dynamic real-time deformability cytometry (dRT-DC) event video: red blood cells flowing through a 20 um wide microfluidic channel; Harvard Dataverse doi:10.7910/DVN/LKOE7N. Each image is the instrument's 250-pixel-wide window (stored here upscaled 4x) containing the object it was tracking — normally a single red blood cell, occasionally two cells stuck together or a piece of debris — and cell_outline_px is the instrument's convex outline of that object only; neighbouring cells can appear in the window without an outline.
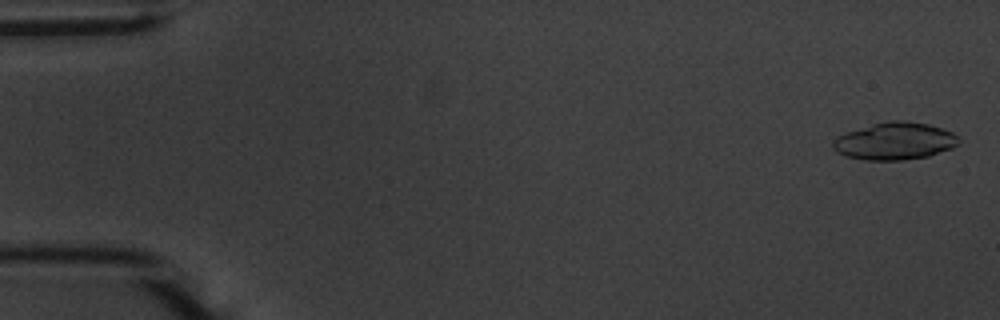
{"species": "common noctule bat (a hibernating species)", "species_latin": "Nyctalus noctula", "temperature_condition": "warm", "stored_images_in_passage": 55, "camera_frame_rate_fps": 3000, "um_per_image_px": 0.085, "animal": {"sex": "male", "body_mass_g": 20.1, "forearm_length_mm": 53.5}, "frame": {"image": 1, "passage_image": 2, "time_ms": 0.333, "image_size_px": [1000, 320], "cell_outline_px": [[960, 140], [952, 148], [928, 156], [900, 160], [864, 160], [848, 156], [832, 148], [832, 140], [836, 136], [872, 124], [888, 120], [904, 120], [928, 124], [952, 132]], "centroid_in_image_um": [76.04, 11.99], "position_along_channel_um": 9.0, "area_um2": 27.11}}